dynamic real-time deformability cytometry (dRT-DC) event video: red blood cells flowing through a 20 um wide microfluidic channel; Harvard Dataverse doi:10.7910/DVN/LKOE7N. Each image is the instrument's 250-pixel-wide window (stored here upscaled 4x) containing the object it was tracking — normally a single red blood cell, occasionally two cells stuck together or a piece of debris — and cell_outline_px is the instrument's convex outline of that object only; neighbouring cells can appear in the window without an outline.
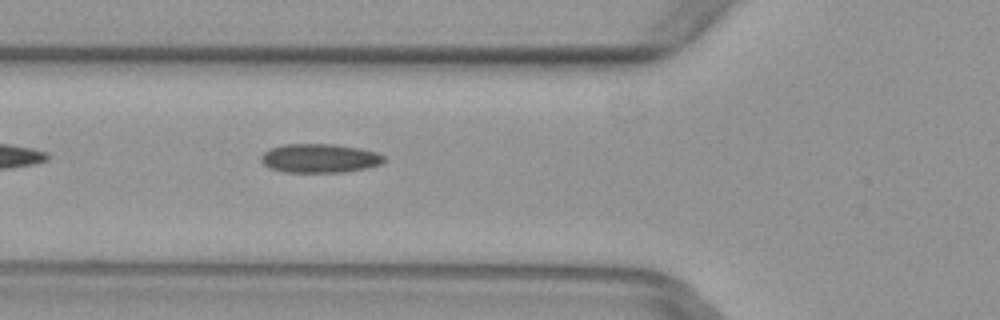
{"species": "common noctule bat (a hibernating species)", "species_latin": "Nyctalus noctula", "temperature_condition": "warm", "stored_images_in_passage": 4, "camera_frame_rate_fps": 3000, "um_per_image_px": 0.085, "animal": {"sex": "female", "body_mass_g": 29.2, "forearm_length_mm": 56.3}, "frame": {"image": 1, "passage_image": 4, "time_ms": 1.0, "image_size_px": [1000, 320], "cell_outline_px": [[384, 160], [380, 164], [368, 168], [344, 172], [284, 172], [268, 168], [260, 160], [260, 156], [264, 152], [272, 148], [284, 144], [332, 144], [360, 148], [376, 152], [384, 156]], "centroid_in_image_um": [27.15, 13.46], "position_along_channel_um": 98.6, "area_um2": 20.75}}